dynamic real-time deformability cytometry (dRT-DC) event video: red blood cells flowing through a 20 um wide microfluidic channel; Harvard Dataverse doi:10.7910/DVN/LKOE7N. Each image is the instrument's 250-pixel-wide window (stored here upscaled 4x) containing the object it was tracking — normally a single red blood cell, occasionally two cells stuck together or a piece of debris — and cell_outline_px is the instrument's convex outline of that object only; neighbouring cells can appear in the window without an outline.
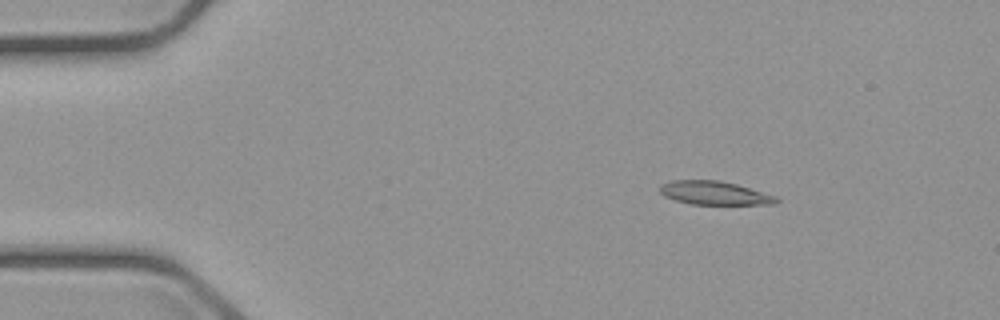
{"species": "common noctule bat (a hibernating species)", "species_latin": "Nyctalus noctula", "temperature_condition": "cold", "stored_images_in_passage": 5, "segment_of_instrument_passage": [1, 2], "camera_frame_rate_fps": 3000, "um_per_image_px": 0.085, "animal": {"sex": "male", "body_mass_g": 23.1, "forearm_length_mm": 52.7}, "frame": {"image": 1, "passage_image": 2, "time_ms": 1.0, "image_size_px": [1000, 320], "cell_outline_px": [[780, 200], [776, 204], [692, 204], [676, 200], [664, 196], [660, 192], [660, 184], [672, 180], [720, 180], [736, 184], [776, 196]], "centroid_in_image_um": [60.72, 16.4], "position_along_channel_um": 24.3, "area_um2": 15.9}}